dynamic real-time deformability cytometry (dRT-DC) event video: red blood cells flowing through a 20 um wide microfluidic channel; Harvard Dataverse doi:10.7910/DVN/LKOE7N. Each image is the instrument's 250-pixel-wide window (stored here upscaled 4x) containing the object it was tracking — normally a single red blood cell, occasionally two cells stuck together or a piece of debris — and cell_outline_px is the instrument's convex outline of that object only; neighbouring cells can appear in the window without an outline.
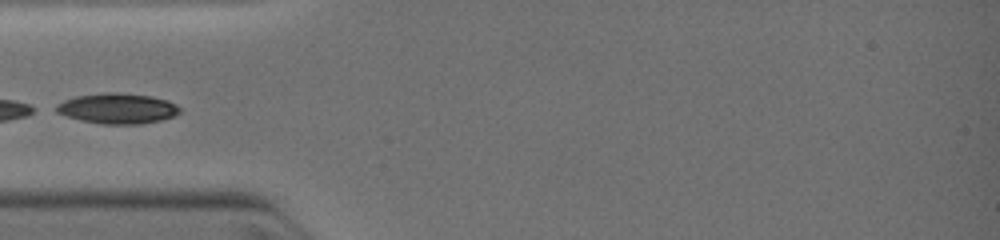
{"species": "common noctule bat (a hibernating species)", "species_latin": "Nyctalus noctula", "temperature_condition": "warm", "stored_images_in_passage": 25, "camera_frame_rate_fps": 3000, "um_per_image_px": 0.085, "animal": {"sex": "female", "body_mass_g": 19.0, "forearm_length_mm": 51.5}, "frame": {"image": 1, "passage_image": 1, "time_ms": 0.0, "image_size_px": [1000, 240], "cell_outline_px": [[180, 112], [172, 116], [160, 120], [140, 124], [100, 124], [80, 120], [56, 112], [48, 108], [64, 100], [76, 96], [104, 92], [120, 92], [152, 96], [168, 100], [176, 104], [180, 108]], "centroid_in_image_um": [9.93, 9.21], "position_along_channel_um": 75.1, "area_um2": 22.2}}
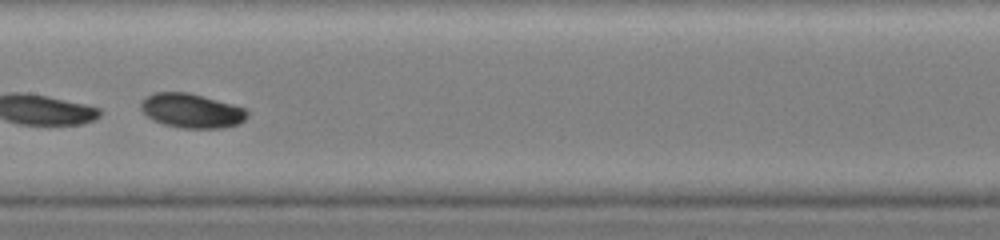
{"frame": {"image": 2, "passage_image": 8, "time_ms": 2.333, "image_size_px": [1000, 240], "cell_outline_px": [[248, 116], [240, 124], [224, 128], [184, 128], [164, 124], [152, 120], [140, 108], [140, 104], [148, 96], [156, 92], [188, 92], [232, 104], [244, 108], [248, 112]], "centroid_in_image_um": [16.31, 9.42], "position_along_channel_um": 191.1, "area_um2": 21.15}}
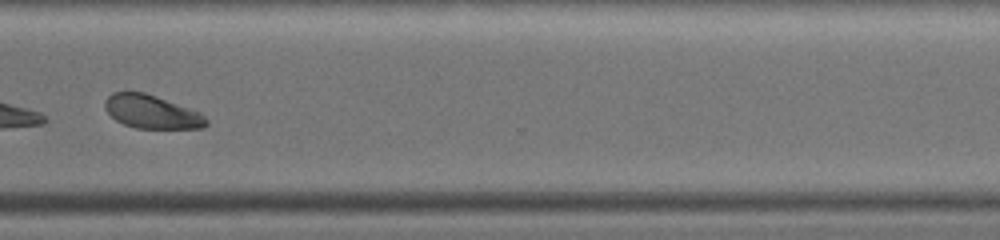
{"frame": {"image": 3, "passage_image": 18, "time_ms": 5.667, "image_size_px": [1000, 240], "cell_outline_px": [[208, 124], [204, 128], [136, 128], [124, 124], [116, 120], [104, 108], [104, 100], [112, 92], [144, 92], [156, 96], [200, 112], [208, 120]], "centroid_in_image_um": [12.89, 9.5], "position_along_channel_um": 357.7, "area_um2": 19.65}}